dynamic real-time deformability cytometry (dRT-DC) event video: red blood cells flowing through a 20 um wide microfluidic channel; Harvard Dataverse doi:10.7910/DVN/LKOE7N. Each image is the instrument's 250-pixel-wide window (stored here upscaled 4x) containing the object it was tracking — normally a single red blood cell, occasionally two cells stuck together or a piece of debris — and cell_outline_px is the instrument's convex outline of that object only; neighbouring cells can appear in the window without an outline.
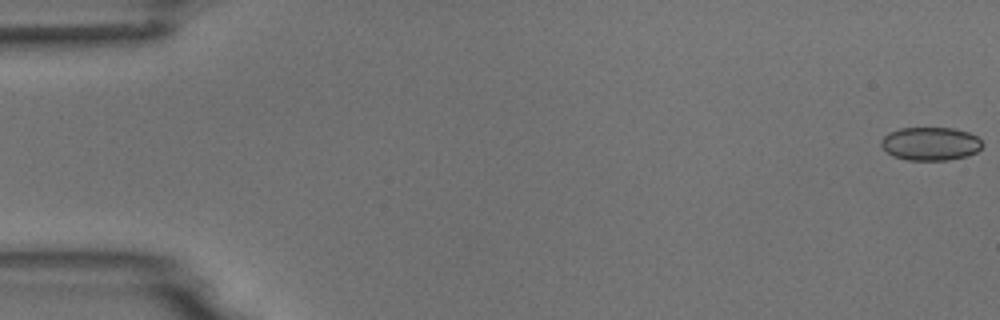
{"species": "common noctule bat (a hibernating species)", "species_latin": "Nyctalus noctula", "temperature_condition": "room temperature", "stored_images_in_passage": 21, "camera_frame_rate_fps": 3000, "um_per_image_px": 0.085, "animal": {"sex": "male", "body_mass_g": 18.8}, "frame": {"image": 1, "passage_image": 1, "time_ms": 0.0, "image_size_px": [1000, 320], "cell_outline_px": [[984, 144], [976, 152], [968, 156], [948, 160], [908, 160], [892, 156], [880, 144], [880, 140], [888, 132], [900, 128], [952, 128], [968, 132], [976, 136]], "centroid_in_image_um": [79.08, 12.22], "position_along_channel_um": 5.9, "area_um2": 19.71}}
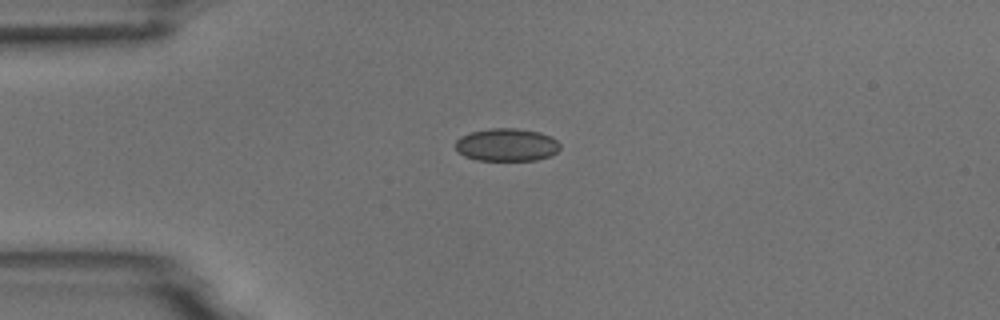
{"frame": {"image": 2, "passage_image": 14, "time_ms": 4.333, "image_size_px": [1000, 320], "cell_outline_px": [[560, 148], [556, 152], [548, 156], [536, 160], [476, 160], [464, 156], [456, 148], [456, 140], [460, 136], [472, 132], [488, 128], [516, 128], [540, 132], [552, 136], [560, 144]], "centroid_in_image_um": [43.07, 12.3], "position_along_channel_um": 41.9, "area_um2": 20.0}}